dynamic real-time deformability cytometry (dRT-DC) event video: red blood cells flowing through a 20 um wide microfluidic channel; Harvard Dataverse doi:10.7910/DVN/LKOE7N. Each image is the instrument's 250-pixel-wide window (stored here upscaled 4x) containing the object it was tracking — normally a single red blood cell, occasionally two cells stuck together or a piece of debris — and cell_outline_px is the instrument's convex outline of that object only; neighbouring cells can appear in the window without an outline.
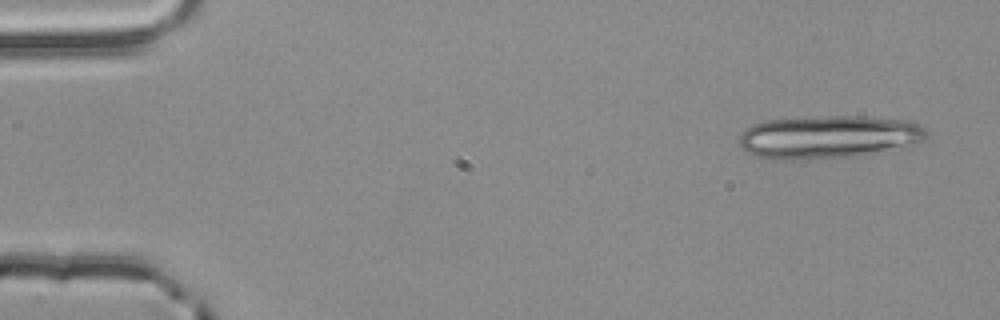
{"species": "common noctule bat (a hibernating species)", "species_latin": "Nyctalus noctula", "temperature_condition": "room temperature", "stored_images_in_passage": 4, "camera_frame_rate_fps": 3000, "um_per_image_px": 0.085, "animal": {"sex": "male", "body_mass_g": 20.4}, "frame": {"image": 1, "passage_image": 1, "time_ms": 0.0, "image_size_px": [1000, 320], "cell_outline_px": [[928, 136], [924, 140], [860, 156], [792, 160], [772, 160], [756, 156], [748, 152], [740, 144], [740, 132], [752, 124], [768, 120], [824, 116], [860, 116], [908, 120], [920, 124], [928, 132]], "centroid_in_image_um": [70.39, 11.64], "position_along_channel_um": 14.6, "area_um2": 46.88}}